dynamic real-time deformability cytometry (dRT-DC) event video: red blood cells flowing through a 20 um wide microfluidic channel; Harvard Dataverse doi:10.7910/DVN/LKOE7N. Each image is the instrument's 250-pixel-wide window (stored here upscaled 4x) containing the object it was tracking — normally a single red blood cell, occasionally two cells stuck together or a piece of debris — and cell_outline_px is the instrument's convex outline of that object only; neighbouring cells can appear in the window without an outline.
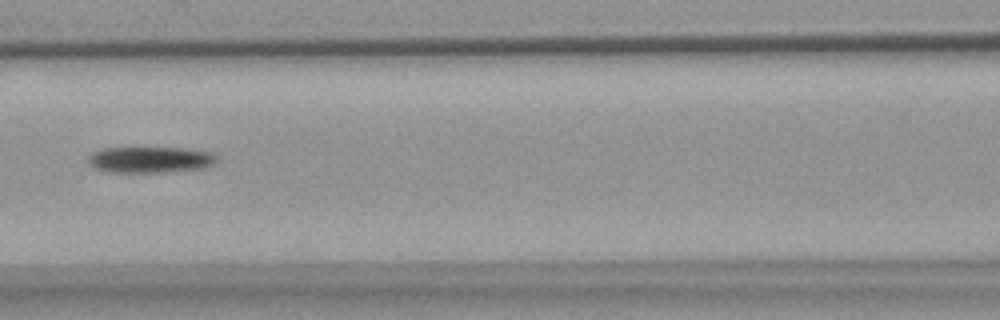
{"species": "common noctule bat (a hibernating species)", "species_latin": "Nyctalus noctula", "temperature_condition": "warm", "stored_images_in_passage": 7, "camera_frame_rate_fps": 3000, "um_per_image_px": 0.085, "animal": {"sex": "female", "body_mass_g": 18.4}, "frame": {"image": 1, "passage_image": 7, "time_ms": 7.0, "image_size_px": [1000, 320], "cell_outline_px": [[216, 164], [208, 168], [164, 172], [108, 172], [92, 168], [88, 164], [88, 156], [92, 152], [104, 148], [188, 148], [208, 152], [216, 156]], "centroid_in_image_um": [12.75, 13.58], "position_along_channel_um": 153.8, "area_um2": 19.83}}